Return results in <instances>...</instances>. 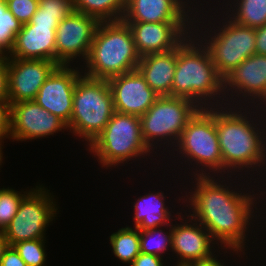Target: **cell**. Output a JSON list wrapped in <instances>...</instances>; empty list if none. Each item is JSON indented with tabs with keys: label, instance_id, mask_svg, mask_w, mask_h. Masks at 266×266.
Returning <instances> with one entry per match:
<instances>
[{
	"label": "cell",
	"instance_id": "obj_39",
	"mask_svg": "<svg viewBox=\"0 0 266 266\" xmlns=\"http://www.w3.org/2000/svg\"><path fill=\"white\" fill-rule=\"evenodd\" d=\"M2 144L0 142V165H1V162H2V157H3V154H2Z\"/></svg>",
	"mask_w": 266,
	"mask_h": 266
},
{
	"label": "cell",
	"instance_id": "obj_35",
	"mask_svg": "<svg viewBox=\"0 0 266 266\" xmlns=\"http://www.w3.org/2000/svg\"><path fill=\"white\" fill-rule=\"evenodd\" d=\"M162 261L160 256L140 252L129 266H163Z\"/></svg>",
	"mask_w": 266,
	"mask_h": 266
},
{
	"label": "cell",
	"instance_id": "obj_30",
	"mask_svg": "<svg viewBox=\"0 0 266 266\" xmlns=\"http://www.w3.org/2000/svg\"><path fill=\"white\" fill-rule=\"evenodd\" d=\"M44 238L15 243L13 247L27 266H45L46 252Z\"/></svg>",
	"mask_w": 266,
	"mask_h": 266
},
{
	"label": "cell",
	"instance_id": "obj_26",
	"mask_svg": "<svg viewBox=\"0 0 266 266\" xmlns=\"http://www.w3.org/2000/svg\"><path fill=\"white\" fill-rule=\"evenodd\" d=\"M72 11L73 0H39L36 13L29 24L37 26H58Z\"/></svg>",
	"mask_w": 266,
	"mask_h": 266
},
{
	"label": "cell",
	"instance_id": "obj_12",
	"mask_svg": "<svg viewBox=\"0 0 266 266\" xmlns=\"http://www.w3.org/2000/svg\"><path fill=\"white\" fill-rule=\"evenodd\" d=\"M125 23L131 29L136 50L141 57L152 53L168 52L176 48L189 34L191 35L190 28H196V25H191L192 22Z\"/></svg>",
	"mask_w": 266,
	"mask_h": 266
},
{
	"label": "cell",
	"instance_id": "obj_31",
	"mask_svg": "<svg viewBox=\"0 0 266 266\" xmlns=\"http://www.w3.org/2000/svg\"><path fill=\"white\" fill-rule=\"evenodd\" d=\"M7 8L22 24L29 23L36 13L39 0H5Z\"/></svg>",
	"mask_w": 266,
	"mask_h": 266
},
{
	"label": "cell",
	"instance_id": "obj_15",
	"mask_svg": "<svg viewBox=\"0 0 266 266\" xmlns=\"http://www.w3.org/2000/svg\"><path fill=\"white\" fill-rule=\"evenodd\" d=\"M62 129H67V125L34 100L11 104V139H40Z\"/></svg>",
	"mask_w": 266,
	"mask_h": 266
},
{
	"label": "cell",
	"instance_id": "obj_16",
	"mask_svg": "<svg viewBox=\"0 0 266 266\" xmlns=\"http://www.w3.org/2000/svg\"><path fill=\"white\" fill-rule=\"evenodd\" d=\"M114 110L123 114L141 116L160 97L152 90L136 69L108 79Z\"/></svg>",
	"mask_w": 266,
	"mask_h": 266
},
{
	"label": "cell",
	"instance_id": "obj_10",
	"mask_svg": "<svg viewBox=\"0 0 266 266\" xmlns=\"http://www.w3.org/2000/svg\"><path fill=\"white\" fill-rule=\"evenodd\" d=\"M36 186L23 197L16 215L4 230L9 246L15 243L45 238V229L55 219L57 205L49 190Z\"/></svg>",
	"mask_w": 266,
	"mask_h": 266
},
{
	"label": "cell",
	"instance_id": "obj_37",
	"mask_svg": "<svg viewBox=\"0 0 266 266\" xmlns=\"http://www.w3.org/2000/svg\"><path fill=\"white\" fill-rule=\"evenodd\" d=\"M187 266H224V263L222 264L221 262H219V260H217L216 257L213 256L211 259L194 262Z\"/></svg>",
	"mask_w": 266,
	"mask_h": 266
},
{
	"label": "cell",
	"instance_id": "obj_4",
	"mask_svg": "<svg viewBox=\"0 0 266 266\" xmlns=\"http://www.w3.org/2000/svg\"><path fill=\"white\" fill-rule=\"evenodd\" d=\"M141 56L130 27L123 20L100 22L88 56L85 76L106 79L137 69Z\"/></svg>",
	"mask_w": 266,
	"mask_h": 266
},
{
	"label": "cell",
	"instance_id": "obj_28",
	"mask_svg": "<svg viewBox=\"0 0 266 266\" xmlns=\"http://www.w3.org/2000/svg\"><path fill=\"white\" fill-rule=\"evenodd\" d=\"M22 23L7 8L5 0H0V55L10 53L16 34L21 30ZM7 54V55H5Z\"/></svg>",
	"mask_w": 266,
	"mask_h": 266
},
{
	"label": "cell",
	"instance_id": "obj_33",
	"mask_svg": "<svg viewBox=\"0 0 266 266\" xmlns=\"http://www.w3.org/2000/svg\"><path fill=\"white\" fill-rule=\"evenodd\" d=\"M0 101H9L7 56H0Z\"/></svg>",
	"mask_w": 266,
	"mask_h": 266
},
{
	"label": "cell",
	"instance_id": "obj_2",
	"mask_svg": "<svg viewBox=\"0 0 266 266\" xmlns=\"http://www.w3.org/2000/svg\"><path fill=\"white\" fill-rule=\"evenodd\" d=\"M228 98L222 99L220 103L222 107L216 106V130L223 159V172L227 170L228 173H232L235 169L237 171V168L249 170L251 167L253 169L266 165L265 129L263 128L261 132V128L257 127L259 124L256 121L253 122V116L251 120V115L247 116V110L241 112L243 106L240 107V104L237 108L234 104V109L230 108L229 103H226L228 106L224 103L226 107H223V102L228 101ZM254 123H256L255 126Z\"/></svg>",
	"mask_w": 266,
	"mask_h": 266
},
{
	"label": "cell",
	"instance_id": "obj_36",
	"mask_svg": "<svg viewBox=\"0 0 266 266\" xmlns=\"http://www.w3.org/2000/svg\"><path fill=\"white\" fill-rule=\"evenodd\" d=\"M256 34V48L255 53L260 55H266V24L262 27L255 29Z\"/></svg>",
	"mask_w": 266,
	"mask_h": 266
},
{
	"label": "cell",
	"instance_id": "obj_32",
	"mask_svg": "<svg viewBox=\"0 0 266 266\" xmlns=\"http://www.w3.org/2000/svg\"><path fill=\"white\" fill-rule=\"evenodd\" d=\"M11 137V103L0 101V142Z\"/></svg>",
	"mask_w": 266,
	"mask_h": 266
},
{
	"label": "cell",
	"instance_id": "obj_18",
	"mask_svg": "<svg viewBox=\"0 0 266 266\" xmlns=\"http://www.w3.org/2000/svg\"><path fill=\"white\" fill-rule=\"evenodd\" d=\"M190 222L187 224H172V247L171 250L176 253L179 258L177 266H187L194 262L205 261L211 259L214 253H212L210 244L213 243L209 232L206 228L197 223V220L190 217ZM192 220L194 222H192ZM177 225V226H176ZM179 256V257H178Z\"/></svg>",
	"mask_w": 266,
	"mask_h": 266
},
{
	"label": "cell",
	"instance_id": "obj_34",
	"mask_svg": "<svg viewBox=\"0 0 266 266\" xmlns=\"http://www.w3.org/2000/svg\"><path fill=\"white\" fill-rule=\"evenodd\" d=\"M0 266H27L13 246H8L0 261Z\"/></svg>",
	"mask_w": 266,
	"mask_h": 266
},
{
	"label": "cell",
	"instance_id": "obj_14",
	"mask_svg": "<svg viewBox=\"0 0 266 266\" xmlns=\"http://www.w3.org/2000/svg\"><path fill=\"white\" fill-rule=\"evenodd\" d=\"M58 66L49 60L7 58L9 102L34 100Z\"/></svg>",
	"mask_w": 266,
	"mask_h": 266
},
{
	"label": "cell",
	"instance_id": "obj_38",
	"mask_svg": "<svg viewBox=\"0 0 266 266\" xmlns=\"http://www.w3.org/2000/svg\"><path fill=\"white\" fill-rule=\"evenodd\" d=\"M9 243L6 240L4 231H0V261L4 255L5 250L8 248Z\"/></svg>",
	"mask_w": 266,
	"mask_h": 266
},
{
	"label": "cell",
	"instance_id": "obj_9",
	"mask_svg": "<svg viewBox=\"0 0 266 266\" xmlns=\"http://www.w3.org/2000/svg\"><path fill=\"white\" fill-rule=\"evenodd\" d=\"M222 26L204 39V47L219 75L224 79L246 58L256 54L255 29L239 25L228 17ZM228 20V21H227ZM222 27V28H220ZM217 32V33H216Z\"/></svg>",
	"mask_w": 266,
	"mask_h": 266
},
{
	"label": "cell",
	"instance_id": "obj_6",
	"mask_svg": "<svg viewBox=\"0 0 266 266\" xmlns=\"http://www.w3.org/2000/svg\"><path fill=\"white\" fill-rule=\"evenodd\" d=\"M89 146L102 167L117 166L150 152L142 138L140 117L116 111Z\"/></svg>",
	"mask_w": 266,
	"mask_h": 266
},
{
	"label": "cell",
	"instance_id": "obj_25",
	"mask_svg": "<svg viewBox=\"0 0 266 266\" xmlns=\"http://www.w3.org/2000/svg\"><path fill=\"white\" fill-rule=\"evenodd\" d=\"M110 244L112 251L123 263L131 265L133 260L140 254L139 229L127 226L111 234Z\"/></svg>",
	"mask_w": 266,
	"mask_h": 266
},
{
	"label": "cell",
	"instance_id": "obj_17",
	"mask_svg": "<svg viewBox=\"0 0 266 266\" xmlns=\"http://www.w3.org/2000/svg\"><path fill=\"white\" fill-rule=\"evenodd\" d=\"M228 90L232 92L231 96L229 95L231 102L233 96L236 95L238 99L242 96L245 99L247 97L244 102L251 98L252 102L248 104L257 102V105L266 104V55L254 54L230 72L224 78V93Z\"/></svg>",
	"mask_w": 266,
	"mask_h": 266
},
{
	"label": "cell",
	"instance_id": "obj_29",
	"mask_svg": "<svg viewBox=\"0 0 266 266\" xmlns=\"http://www.w3.org/2000/svg\"><path fill=\"white\" fill-rule=\"evenodd\" d=\"M15 191L12 188L0 189V231H4L16 215L23 197L28 193Z\"/></svg>",
	"mask_w": 266,
	"mask_h": 266
},
{
	"label": "cell",
	"instance_id": "obj_1",
	"mask_svg": "<svg viewBox=\"0 0 266 266\" xmlns=\"http://www.w3.org/2000/svg\"><path fill=\"white\" fill-rule=\"evenodd\" d=\"M194 177L197 186L188 198L193 214L187 216L203 225L213 240L220 241V246L224 244L223 249L244 251L256 196L231 190L230 185H221L211 175Z\"/></svg>",
	"mask_w": 266,
	"mask_h": 266
},
{
	"label": "cell",
	"instance_id": "obj_19",
	"mask_svg": "<svg viewBox=\"0 0 266 266\" xmlns=\"http://www.w3.org/2000/svg\"><path fill=\"white\" fill-rule=\"evenodd\" d=\"M186 3V4H185ZM183 0H126L124 22H194L191 7ZM187 12H186V9ZM190 8V9H189ZM191 19V20H190ZM195 20V21H194Z\"/></svg>",
	"mask_w": 266,
	"mask_h": 266
},
{
	"label": "cell",
	"instance_id": "obj_23",
	"mask_svg": "<svg viewBox=\"0 0 266 266\" xmlns=\"http://www.w3.org/2000/svg\"><path fill=\"white\" fill-rule=\"evenodd\" d=\"M75 11L90 15L100 22L122 20L125 9V0H73Z\"/></svg>",
	"mask_w": 266,
	"mask_h": 266
},
{
	"label": "cell",
	"instance_id": "obj_3",
	"mask_svg": "<svg viewBox=\"0 0 266 266\" xmlns=\"http://www.w3.org/2000/svg\"><path fill=\"white\" fill-rule=\"evenodd\" d=\"M195 39V35L194 39L192 35H189L177 46L171 96L187 98L200 108L219 106L218 101L222 97L226 98V94L229 95L222 93L224 92V79L217 72L209 52L203 46V39L200 40L201 42H196ZM211 99L212 101L217 99V102H212Z\"/></svg>",
	"mask_w": 266,
	"mask_h": 266
},
{
	"label": "cell",
	"instance_id": "obj_13",
	"mask_svg": "<svg viewBox=\"0 0 266 266\" xmlns=\"http://www.w3.org/2000/svg\"><path fill=\"white\" fill-rule=\"evenodd\" d=\"M69 65L58 66L40 87L34 101L60 118L66 125L71 120L76 82L82 75Z\"/></svg>",
	"mask_w": 266,
	"mask_h": 266
},
{
	"label": "cell",
	"instance_id": "obj_20",
	"mask_svg": "<svg viewBox=\"0 0 266 266\" xmlns=\"http://www.w3.org/2000/svg\"><path fill=\"white\" fill-rule=\"evenodd\" d=\"M56 29L57 26L22 24L7 58L56 62Z\"/></svg>",
	"mask_w": 266,
	"mask_h": 266
},
{
	"label": "cell",
	"instance_id": "obj_24",
	"mask_svg": "<svg viewBox=\"0 0 266 266\" xmlns=\"http://www.w3.org/2000/svg\"><path fill=\"white\" fill-rule=\"evenodd\" d=\"M232 4L228 9L232 8L229 12L233 13L228 18L235 23L254 29L266 24V0H234Z\"/></svg>",
	"mask_w": 266,
	"mask_h": 266
},
{
	"label": "cell",
	"instance_id": "obj_21",
	"mask_svg": "<svg viewBox=\"0 0 266 266\" xmlns=\"http://www.w3.org/2000/svg\"><path fill=\"white\" fill-rule=\"evenodd\" d=\"M176 61L177 47L168 52L142 56L137 70L158 95L171 96Z\"/></svg>",
	"mask_w": 266,
	"mask_h": 266
},
{
	"label": "cell",
	"instance_id": "obj_27",
	"mask_svg": "<svg viewBox=\"0 0 266 266\" xmlns=\"http://www.w3.org/2000/svg\"><path fill=\"white\" fill-rule=\"evenodd\" d=\"M139 235L140 252L142 253L163 257L164 252L169 249L168 246L172 247V224L169 227V233H165L160 226L148 230H139Z\"/></svg>",
	"mask_w": 266,
	"mask_h": 266
},
{
	"label": "cell",
	"instance_id": "obj_8",
	"mask_svg": "<svg viewBox=\"0 0 266 266\" xmlns=\"http://www.w3.org/2000/svg\"><path fill=\"white\" fill-rule=\"evenodd\" d=\"M199 109L197 104L187 98L160 96L148 111L140 116L144 143L150 150H153L158 141L167 140L172 143L170 145H176L187 122Z\"/></svg>",
	"mask_w": 266,
	"mask_h": 266
},
{
	"label": "cell",
	"instance_id": "obj_7",
	"mask_svg": "<svg viewBox=\"0 0 266 266\" xmlns=\"http://www.w3.org/2000/svg\"><path fill=\"white\" fill-rule=\"evenodd\" d=\"M176 147L179 148L174 150H179V154L182 153V157H186L187 161L192 159L197 165L199 164V167L202 166L201 170L198 171L202 173H194V176H210V173H206L207 169L212 174L213 172L214 174L223 172V159L216 130L215 106L214 108H200L195 113L187 122Z\"/></svg>",
	"mask_w": 266,
	"mask_h": 266
},
{
	"label": "cell",
	"instance_id": "obj_22",
	"mask_svg": "<svg viewBox=\"0 0 266 266\" xmlns=\"http://www.w3.org/2000/svg\"><path fill=\"white\" fill-rule=\"evenodd\" d=\"M164 193H148L140 196L134 204L135 227L139 230H148L160 226H169L171 223V213L165 205Z\"/></svg>",
	"mask_w": 266,
	"mask_h": 266
},
{
	"label": "cell",
	"instance_id": "obj_5",
	"mask_svg": "<svg viewBox=\"0 0 266 266\" xmlns=\"http://www.w3.org/2000/svg\"><path fill=\"white\" fill-rule=\"evenodd\" d=\"M114 112L108 80L81 75L75 85L73 111L67 128L90 145L106 127Z\"/></svg>",
	"mask_w": 266,
	"mask_h": 266
},
{
	"label": "cell",
	"instance_id": "obj_11",
	"mask_svg": "<svg viewBox=\"0 0 266 266\" xmlns=\"http://www.w3.org/2000/svg\"><path fill=\"white\" fill-rule=\"evenodd\" d=\"M99 24L98 19L75 10L60 21L56 29V63L69 65L81 56L86 60Z\"/></svg>",
	"mask_w": 266,
	"mask_h": 266
}]
</instances>
